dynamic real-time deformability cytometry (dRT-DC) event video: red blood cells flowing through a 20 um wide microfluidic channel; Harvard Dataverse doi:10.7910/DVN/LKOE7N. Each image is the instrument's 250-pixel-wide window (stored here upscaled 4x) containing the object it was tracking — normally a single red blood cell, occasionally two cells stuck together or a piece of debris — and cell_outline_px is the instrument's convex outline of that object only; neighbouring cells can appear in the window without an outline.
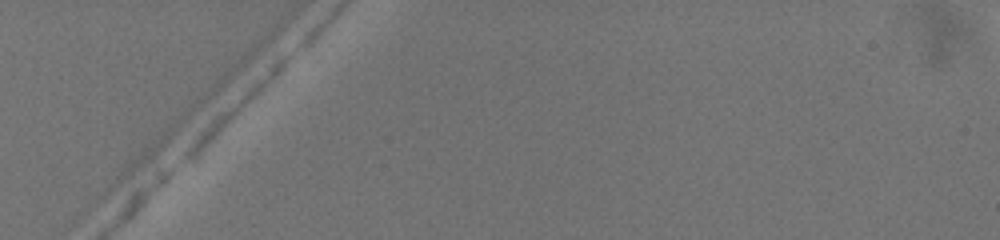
{"species": "common noctule bat (a hibernating species)", "species_latin": "Nyctalus noctula", "temperature_condition": "warm", "stored_images_in_passage": 5, "camera_frame_rate_fps": 3000, "um_per_image_px": 0.085, "animal": {"sex": "female", "body_mass_g": 19.5, "forearm_length_mm": 54.1}, "frame": {"image": 1, "passage_image": 3, "time_ms": 0.667, "image_size_px": [1000, 240], "cell_outline_px": [[296, 48], [292, 56], [232, 116], [188, 156], [180, 160], [180, 156], [196, 132], [280, 56]], "centroid_in_image_um": [19.92, 8.95], "position_along_channel_um": 65.1, "area_um2": 11.44}}